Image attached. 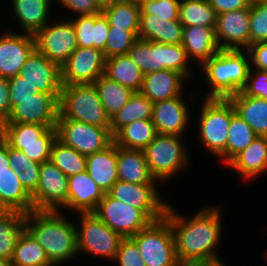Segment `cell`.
<instances>
[{"label": "cell", "instance_id": "obj_23", "mask_svg": "<svg viewBox=\"0 0 267 266\" xmlns=\"http://www.w3.org/2000/svg\"><path fill=\"white\" fill-rule=\"evenodd\" d=\"M181 45L192 65L200 68L210 57L219 52L215 27L185 26Z\"/></svg>", "mask_w": 267, "mask_h": 266}, {"label": "cell", "instance_id": "obj_49", "mask_svg": "<svg viewBox=\"0 0 267 266\" xmlns=\"http://www.w3.org/2000/svg\"><path fill=\"white\" fill-rule=\"evenodd\" d=\"M9 85V97L10 100H21L31 97L33 94L39 91L36 88L31 87L18 75L8 79Z\"/></svg>", "mask_w": 267, "mask_h": 266}, {"label": "cell", "instance_id": "obj_31", "mask_svg": "<svg viewBox=\"0 0 267 266\" xmlns=\"http://www.w3.org/2000/svg\"><path fill=\"white\" fill-rule=\"evenodd\" d=\"M15 171L0 176V210H14L25 214L34 210L31 194L24 188Z\"/></svg>", "mask_w": 267, "mask_h": 266}, {"label": "cell", "instance_id": "obj_19", "mask_svg": "<svg viewBox=\"0 0 267 266\" xmlns=\"http://www.w3.org/2000/svg\"><path fill=\"white\" fill-rule=\"evenodd\" d=\"M19 77L43 93H61V67L36 48L24 62Z\"/></svg>", "mask_w": 267, "mask_h": 266}, {"label": "cell", "instance_id": "obj_50", "mask_svg": "<svg viewBox=\"0 0 267 266\" xmlns=\"http://www.w3.org/2000/svg\"><path fill=\"white\" fill-rule=\"evenodd\" d=\"M246 50L250 57V68L267 72V42L252 44Z\"/></svg>", "mask_w": 267, "mask_h": 266}, {"label": "cell", "instance_id": "obj_32", "mask_svg": "<svg viewBox=\"0 0 267 266\" xmlns=\"http://www.w3.org/2000/svg\"><path fill=\"white\" fill-rule=\"evenodd\" d=\"M235 111L260 137H267V99L244 95L241 91L229 97Z\"/></svg>", "mask_w": 267, "mask_h": 266}, {"label": "cell", "instance_id": "obj_58", "mask_svg": "<svg viewBox=\"0 0 267 266\" xmlns=\"http://www.w3.org/2000/svg\"><path fill=\"white\" fill-rule=\"evenodd\" d=\"M120 0H96V4L98 8L103 11L104 9L113 6L115 3L119 2Z\"/></svg>", "mask_w": 267, "mask_h": 266}, {"label": "cell", "instance_id": "obj_5", "mask_svg": "<svg viewBox=\"0 0 267 266\" xmlns=\"http://www.w3.org/2000/svg\"><path fill=\"white\" fill-rule=\"evenodd\" d=\"M199 103L196 141L209 155L221 161L225 167V148L232 118V102L229 98H203ZM201 104V105H200Z\"/></svg>", "mask_w": 267, "mask_h": 266}, {"label": "cell", "instance_id": "obj_55", "mask_svg": "<svg viewBox=\"0 0 267 266\" xmlns=\"http://www.w3.org/2000/svg\"><path fill=\"white\" fill-rule=\"evenodd\" d=\"M40 168H28L25 172L21 171L17 177L24 186V188L32 194L38 184Z\"/></svg>", "mask_w": 267, "mask_h": 266}, {"label": "cell", "instance_id": "obj_44", "mask_svg": "<svg viewBox=\"0 0 267 266\" xmlns=\"http://www.w3.org/2000/svg\"><path fill=\"white\" fill-rule=\"evenodd\" d=\"M249 46L267 42V1L250 3Z\"/></svg>", "mask_w": 267, "mask_h": 266}, {"label": "cell", "instance_id": "obj_54", "mask_svg": "<svg viewBox=\"0 0 267 266\" xmlns=\"http://www.w3.org/2000/svg\"><path fill=\"white\" fill-rule=\"evenodd\" d=\"M11 113L8 79L0 76V124Z\"/></svg>", "mask_w": 267, "mask_h": 266}, {"label": "cell", "instance_id": "obj_18", "mask_svg": "<svg viewBox=\"0 0 267 266\" xmlns=\"http://www.w3.org/2000/svg\"><path fill=\"white\" fill-rule=\"evenodd\" d=\"M8 27L0 33V76L11 78L19 75L24 62L35 49L34 35L15 32Z\"/></svg>", "mask_w": 267, "mask_h": 266}, {"label": "cell", "instance_id": "obj_61", "mask_svg": "<svg viewBox=\"0 0 267 266\" xmlns=\"http://www.w3.org/2000/svg\"><path fill=\"white\" fill-rule=\"evenodd\" d=\"M142 1H149V0H137V2L140 4Z\"/></svg>", "mask_w": 267, "mask_h": 266}, {"label": "cell", "instance_id": "obj_8", "mask_svg": "<svg viewBox=\"0 0 267 266\" xmlns=\"http://www.w3.org/2000/svg\"><path fill=\"white\" fill-rule=\"evenodd\" d=\"M78 216V217H76ZM79 220L76 225L78 253L92 255L107 261H113L117 255L119 244L123 239L113 231L94 212L77 213L73 219Z\"/></svg>", "mask_w": 267, "mask_h": 266}, {"label": "cell", "instance_id": "obj_14", "mask_svg": "<svg viewBox=\"0 0 267 266\" xmlns=\"http://www.w3.org/2000/svg\"><path fill=\"white\" fill-rule=\"evenodd\" d=\"M192 94L190 92L189 95H186V97L188 96L186 99L180 95L153 103L151 121L157 134L185 136L186 130L194 124L193 111H189L191 110L190 102L193 105L198 101L196 95ZM187 99H189V104L186 102Z\"/></svg>", "mask_w": 267, "mask_h": 266}, {"label": "cell", "instance_id": "obj_33", "mask_svg": "<svg viewBox=\"0 0 267 266\" xmlns=\"http://www.w3.org/2000/svg\"><path fill=\"white\" fill-rule=\"evenodd\" d=\"M104 75L133 92H140L142 88L144 74L128 54L107 58Z\"/></svg>", "mask_w": 267, "mask_h": 266}, {"label": "cell", "instance_id": "obj_26", "mask_svg": "<svg viewBox=\"0 0 267 266\" xmlns=\"http://www.w3.org/2000/svg\"><path fill=\"white\" fill-rule=\"evenodd\" d=\"M0 136L10 147L22 151V145L53 144L57 129L39 124L1 123Z\"/></svg>", "mask_w": 267, "mask_h": 266}, {"label": "cell", "instance_id": "obj_10", "mask_svg": "<svg viewBox=\"0 0 267 266\" xmlns=\"http://www.w3.org/2000/svg\"><path fill=\"white\" fill-rule=\"evenodd\" d=\"M56 129L59 141L85 156L105 150L113 143L110 127H99L68 119L60 112Z\"/></svg>", "mask_w": 267, "mask_h": 266}, {"label": "cell", "instance_id": "obj_62", "mask_svg": "<svg viewBox=\"0 0 267 266\" xmlns=\"http://www.w3.org/2000/svg\"><path fill=\"white\" fill-rule=\"evenodd\" d=\"M264 257H265L264 259H267V250H265V256Z\"/></svg>", "mask_w": 267, "mask_h": 266}, {"label": "cell", "instance_id": "obj_17", "mask_svg": "<svg viewBox=\"0 0 267 266\" xmlns=\"http://www.w3.org/2000/svg\"><path fill=\"white\" fill-rule=\"evenodd\" d=\"M104 53L95 48L77 47L61 66L62 85L93 84L105 73Z\"/></svg>", "mask_w": 267, "mask_h": 266}, {"label": "cell", "instance_id": "obj_36", "mask_svg": "<svg viewBox=\"0 0 267 266\" xmlns=\"http://www.w3.org/2000/svg\"><path fill=\"white\" fill-rule=\"evenodd\" d=\"M153 103L140 92H134L128 102L110 119V132L114 135L120 128L136 120L151 119Z\"/></svg>", "mask_w": 267, "mask_h": 266}, {"label": "cell", "instance_id": "obj_47", "mask_svg": "<svg viewBox=\"0 0 267 266\" xmlns=\"http://www.w3.org/2000/svg\"><path fill=\"white\" fill-rule=\"evenodd\" d=\"M180 0H149L140 3V14L179 17Z\"/></svg>", "mask_w": 267, "mask_h": 266}, {"label": "cell", "instance_id": "obj_34", "mask_svg": "<svg viewBox=\"0 0 267 266\" xmlns=\"http://www.w3.org/2000/svg\"><path fill=\"white\" fill-rule=\"evenodd\" d=\"M157 135L151 119L136 120L126 124L113 135V142L127 149L143 150Z\"/></svg>", "mask_w": 267, "mask_h": 266}, {"label": "cell", "instance_id": "obj_15", "mask_svg": "<svg viewBox=\"0 0 267 266\" xmlns=\"http://www.w3.org/2000/svg\"><path fill=\"white\" fill-rule=\"evenodd\" d=\"M95 215L122 238H131L151 221L139 210L105 193Z\"/></svg>", "mask_w": 267, "mask_h": 266}, {"label": "cell", "instance_id": "obj_13", "mask_svg": "<svg viewBox=\"0 0 267 266\" xmlns=\"http://www.w3.org/2000/svg\"><path fill=\"white\" fill-rule=\"evenodd\" d=\"M61 93L38 92L21 100H10L11 113L2 123H26L56 127Z\"/></svg>", "mask_w": 267, "mask_h": 266}, {"label": "cell", "instance_id": "obj_3", "mask_svg": "<svg viewBox=\"0 0 267 266\" xmlns=\"http://www.w3.org/2000/svg\"><path fill=\"white\" fill-rule=\"evenodd\" d=\"M198 69L208 89L205 98H229L245 86L250 57L247 50L220 49Z\"/></svg>", "mask_w": 267, "mask_h": 266}, {"label": "cell", "instance_id": "obj_1", "mask_svg": "<svg viewBox=\"0 0 267 266\" xmlns=\"http://www.w3.org/2000/svg\"><path fill=\"white\" fill-rule=\"evenodd\" d=\"M172 205L168 203L165 217L172 229L177 260H220L217 248L221 244L224 229V211L220 205H205L189 216L180 214V210L177 211Z\"/></svg>", "mask_w": 267, "mask_h": 266}, {"label": "cell", "instance_id": "obj_45", "mask_svg": "<svg viewBox=\"0 0 267 266\" xmlns=\"http://www.w3.org/2000/svg\"><path fill=\"white\" fill-rule=\"evenodd\" d=\"M113 263L116 266H146L136 243L131 238H123L119 244Z\"/></svg>", "mask_w": 267, "mask_h": 266}, {"label": "cell", "instance_id": "obj_51", "mask_svg": "<svg viewBox=\"0 0 267 266\" xmlns=\"http://www.w3.org/2000/svg\"><path fill=\"white\" fill-rule=\"evenodd\" d=\"M8 156L10 167L16 172H25L28 168H40V163L30 160L21 150L14 149L8 145Z\"/></svg>", "mask_w": 267, "mask_h": 266}, {"label": "cell", "instance_id": "obj_4", "mask_svg": "<svg viewBox=\"0 0 267 266\" xmlns=\"http://www.w3.org/2000/svg\"><path fill=\"white\" fill-rule=\"evenodd\" d=\"M184 138L185 136L157 134L143 149L152 176L162 186L190 169L191 151Z\"/></svg>", "mask_w": 267, "mask_h": 266}, {"label": "cell", "instance_id": "obj_41", "mask_svg": "<svg viewBox=\"0 0 267 266\" xmlns=\"http://www.w3.org/2000/svg\"><path fill=\"white\" fill-rule=\"evenodd\" d=\"M109 26L139 32L140 4L136 0H120L102 11Z\"/></svg>", "mask_w": 267, "mask_h": 266}, {"label": "cell", "instance_id": "obj_11", "mask_svg": "<svg viewBox=\"0 0 267 266\" xmlns=\"http://www.w3.org/2000/svg\"><path fill=\"white\" fill-rule=\"evenodd\" d=\"M60 17V18H59ZM53 17L35 35V48L60 67L78 47L74 25L68 18Z\"/></svg>", "mask_w": 267, "mask_h": 266}, {"label": "cell", "instance_id": "obj_37", "mask_svg": "<svg viewBox=\"0 0 267 266\" xmlns=\"http://www.w3.org/2000/svg\"><path fill=\"white\" fill-rule=\"evenodd\" d=\"M11 262L14 266H54L43 247L25 228L17 239Z\"/></svg>", "mask_w": 267, "mask_h": 266}, {"label": "cell", "instance_id": "obj_12", "mask_svg": "<svg viewBox=\"0 0 267 266\" xmlns=\"http://www.w3.org/2000/svg\"><path fill=\"white\" fill-rule=\"evenodd\" d=\"M159 185L163 188L161 184H133L118 180L107 194L124 204L139 209L153 222L165 216L168 206V200L160 194Z\"/></svg>", "mask_w": 267, "mask_h": 266}, {"label": "cell", "instance_id": "obj_30", "mask_svg": "<svg viewBox=\"0 0 267 266\" xmlns=\"http://www.w3.org/2000/svg\"><path fill=\"white\" fill-rule=\"evenodd\" d=\"M86 172L107 193L119 180L117 168V145L113 142L105 150L86 156Z\"/></svg>", "mask_w": 267, "mask_h": 266}, {"label": "cell", "instance_id": "obj_52", "mask_svg": "<svg viewBox=\"0 0 267 266\" xmlns=\"http://www.w3.org/2000/svg\"><path fill=\"white\" fill-rule=\"evenodd\" d=\"M53 144L22 145V152L32 161L43 163L49 161Z\"/></svg>", "mask_w": 267, "mask_h": 266}, {"label": "cell", "instance_id": "obj_9", "mask_svg": "<svg viewBox=\"0 0 267 266\" xmlns=\"http://www.w3.org/2000/svg\"><path fill=\"white\" fill-rule=\"evenodd\" d=\"M131 239L136 243L146 266H175L174 237L165 216L150 222Z\"/></svg>", "mask_w": 267, "mask_h": 266}, {"label": "cell", "instance_id": "obj_2", "mask_svg": "<svg viewBox=\"0 0 267 266\" xmlns=\"http://www.w3.org/2000/svg\"><path fill=\"white\" fill-rule=\"evenodd\" d=\"M66 215L53 210H32L25 215L24 228L43 247L54 266L71 263L79 255L75 221Z\"/></svg>", "mask_w": 267, "mask_h": 266}, {"label": "cell", "instance_id": "obj_39", "mask_svg": "<svg viewBox=\"0 0 267 266\" xmlns=\"http://www.w3.org/2000/svg\"><path fill=\"white\" fill-rule=\"evenodd\" d=\"M93 84L110 119L128 102L134 93L131 89L110 80L105 75L100 76Z\"/></svg>", "mask_w": 267, "mask_h": 266}, {"label": "cell", "instance_id": "obj_38", "mask_svg": "<svg viewBox=\"0 0 267 266\" xmlns=\"http://www.w3.org/2000/svg\"><path fill=\"white\" fill-rule=\"evenodd\" d=\"M256 137L257 135L249 124L236 113L232 103V118L225 148V166L247 148Z\"/></svg>", "mask_w": 267, "mask_h": 266}, {"label": "cell", "instance_id": "obj_6", "mask_svg": "<svg viewBox=\"0 0 267 266\" xmlns=\"http://www.w3.org/2000/svg\"><path fill=\"white\" fill-rule=\"evenodd\" d=\"M128 55L144 75L162 70L178 71L188 80L195 75V65H191L181 44H164L138 38Z\"/></svg>", "mask_w": 267, "mask_h": 266}, {"label": "cell", "instance_id": "obj_22", "mask_svg": "<svg viewBox=\"0 0 267 266\" xmlns=\"http://www.w3.org/2000/svg\"><path fill=\"white\" fill-rule=\"evenodd\" d=\"M104 195L90 175L86 171L81 172L68 177V201L59 211H68L71 216L72 213L94 212Z\"/></svg>", "mask_w": 267, "mask_h": 266}, {"label": "cell", "instance_id": "obj_35", "mask_svg": "<svg viewBox=\"0 0 267 266\" xmlns=\"http://www.w3.org/2000/svg\"><path fill=\"white\" fill-rule=\"evenodd\" d=\"M25 213L0 210V258L11 260L17 239L24 230Z\"/></svg>", "mask_w": 267, "mask_h": 266}, {"label": "cell", "instance_id": "obj_21", "mask_svg": "<svg viewBox=\"0 0 267 266\" xmlns=\"http://www.w3.org/2000/svg\"><path fill=\"white\" fill-rule=\"evenodd\" d=\"M55 0H6L12 19H16L15 32L35 35L48 24ZM52 9V10H51ZM18 23V24H17ZM18 29V30H17ZM21 30V31H20Z\"/></svg>", "mask_w": 267, "mask_h": 266}, {"label": "cell", "instance_id": "obj_28", "mask_svg": "<svg viewBox=\"0 0 267 266\" xmlns=\"http://www.w3.org/2000/svg\"><path fill=\"white\" fill-rule=\"evenodd\" d=\"M69 19L76 30L78 47L95 48L104 53L109 22L102 12L78 15Z\"/></svg>", "mask_w": 267, "mask_h": 266}, {"label": "cell", "instance_id": "obj_42", "mask_svg": "<svg viewBox=\"0 0 267 266\" xmlns=\"http://www.w3.org/2000/svg\"><path fill=\"white\" fill-rule=\"evenodd\" d=\"M67 177L86 171L87 158L58 139L53 143L49 159Z\"/></svg>", "mask_w": 267, "mask_h": 266}, {"label": "cell", "instance_id": "obj_20", "mask_svg": "<svg viewBox=\"0 0 267 266\" xmlns=\"http://www.w3.org/2000/svg\"><path fill=\"white\" fill-rule=\"evenodd\" d=\"M250 5L218 14L215 35L220 49L246 50L249 47Z\"/></svg>", "mask_w": 267, "mask_h": 266}, {"label": "cell", "instance_id": "obj_27", "mask_svg": "<svg viewBox=\"0 0 267 266\" xmlns=\"http://www.w3.org/2000/svg\"><path fill=\"white\" fill-rule=\"evenodd\" d=\"M184 26L179 17L140 14L139 38L164 44H181Z\"/></svg>", "mask_w": 267, "mask_h": 266}, {"label": "cell", "instance_id": "obj_43", "mask_svg": "<svg viewBox=\"0 0 267 266\" xmlns=\"http://www.w3.org/2000/svg\"><path fill=\"white\" fill-rule=\"evenodd\" d=\"M138 38L139 32H129L115 26H109L104 48L105 58L107 59L115 55H127Z\"/></svg>", "mask_w": 267, "mask_h": 266}, {"label": "cell", "instance_id": "obj_56", "mask_svg": "<svg viewBox=\"0 0 267 266\" xmlns=\"http://www.w3.org/2000/svg\"><path fill=\"white\" fill-rule=\"evenodd\" d=\"M8 171L14 170L9 163L8 144L0 136V176Z\"/></svg>", "mask_w": 267, "mask_h": 266}, {"label": "cell", "instance_id": "obj_53", "mask_svg": "<svg viewBox=\"0 0 267 266\" xmlns=\"http://www.w3.org/2000/svg\"><path fill=\"white\" fill-rule=\"evenodd\" d=\"M217 14L239 10L250 5V0H208Z\"/></svg>", "mask_w": 267, "mask_h": 266}, {"label": "cell", "instance_id": "obj_16", "mask_svg": "<svg viewBox=\"0 0 267 266\" xmlns=\"http://www.w3.org/2000/svg\"><path fill=\"white\" fill-rule=\"evenodd\" d=\"M31 197L34 210L59 211L68 201V177L50 160L41 163L37 188Z\"/></svg>", "mask_w": 267, "mask_h": 266}, {"label": "cell", "instance_id": "obj_25", "mask_svg": "<svg viewBox=\"0 0 267 266\" xmlns=\"http://www.w3.org/2000/svg\"><path fill=\"white\" fill-rule=\"evenodd\" d=\"M226 167L246 182H255L256 178L262 177L267 173V137L257 136Z\"/></svg>", "mask_w": 267, "mask_h": 266}, {"label": "cell", "instance_id": "obj_57", "mask_svg": "<svg viewBox=\"0 0 267 266\" xmlns=\"http://www.w3.org/2000/svg\"><path fill=\"white\" fill-rule=\"evenodd\" d=\"M175 266H205V261L177 260Z\"/></svg>", "mask_w": 267, "mask_h": 266}, {"label": "cell", "instance_id": "obj_40", "mask_svg": "<svg viewBox=\"0 0 267 266\" xmlns=\"http://www.w3.org/2000/svg\"><path fill=\"white\" fill-rule=\"evenodd\" d=\"M179 22L185 26L215 27L218 14L208 0H180Z\"/></svg>", "mask_w": 267, "mask_h": 266}, {"label": "cell", "instance_id": "obj_63", "mask_svg": "<svg viewBox=\"0 0 267 266\" xmlns=\"http://www.w3.org/2000/svg\"><path fill=\"white\" fill-rule=\"evenodd\" d=\"M250 1L252 2V1H267V0H250Z\"/></svg>", "mask_w": 267, "mask_h": 266}, {"label": "cell", "instance_id": "obj_29", "mask_svg": "<svg viewBox=\"0 0 267 266\" xmlns=\"http://www.w3.org/2000/svg\"><path fill=\"white\" fill-rule=\"evenodd\" d=\"M118 178L133 184H160L151 174L143 150L117 146Z\"/></svg>", "mask_w": 267, "mask_h": 266}, {"label": "cell", "instance_id": "obj_59", "mask_svg": "<svg viewBox=\"0 0 267 266\" xmlns=\"http://www.w3.org/2000/svg\"><path fill=\"white\" fill-rule=\"evenodd\" d=\"M223 259L216 260V261H211V262H206L205 261V266H228Z\"/></svg>", "mask_w": 267, "mask_h": 266}, {"label": "cell", "instance_id": "obj_24", "mask_svg": "<svg viewBox=\"0 0 267 266\" xmlns=\"http://www.w3.org/2000/svg\"><path fill=\"white\" fill-rule=\"evenodd\" d=\"M188 79L178 71L162 70L143 76L140 93L152 103L184 95ZM184 90V91H183Z\"/></svg>", "mask_w": 267, "mask_h": 266}, {"label": "cell", "instance_id": "obj_60", "mask_svg": "<svg viewBox=\"0 0 267 266\" xmlns=\"http://www.w3.org/2000/svg\"><path fill=\"white\" fill-rule=\"evenodd\" d=\"M0 266H14L11 262V260H6L0 258Z\"/></svg>", "mask_w": 267, "mask_h": 266}, {"label": "cell", "instance_id": "obj_46", "mask_svg": "<svg viewBox=\"0 0 267 266\" xmlns=\"http://www.w3.org/2000/svg\"><path fill=\"white\" fill-rule=\"evenodd\" d=\"M241 92L246 96L267 99V72L250 68Z\"/></svg>", "mask_w": 267, "mask_h": 266}, {"label": "cell", "instance_id": "obj_48", "mask_svg": "<svg viewBox=\"0 0 267 266\" xmlns=\"http://www.w3.org/2000/svg\"><path fill=\"white\" fill-rule=\"evenodd\" d=\"M57 3L61 9L64 8L68 13L64 16L65 14L63 12L61 16L64 18L68 17V19L78 15H93L102 12L98 8L96 0H55V5H57ZM70 12L72 13L70 14Z\"/></svg>", "mask_w": 267, "mask_h": 266}, {"label": "cell", "instance_id": "obj_7", "mask_svg": "<svg viewBox=\"0 0 267 266\" xmlns=\"http://www.w3.org/2000/svg\"><path fill=\"white\" fill-rule=\"evenodd\" d=\"M59 112L68 119L99 127H110L94 84L62 85Z\"/></svg>", "mask_w": 267, "mask_h": 266}]
</instances>
